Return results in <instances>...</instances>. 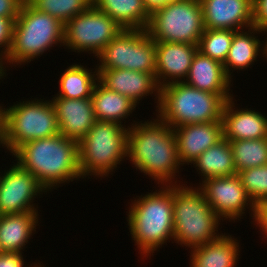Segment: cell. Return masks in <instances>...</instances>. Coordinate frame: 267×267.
<instances>
[{"mask_svg": "<svg viewBox=\"0 0 267 267\" xmlns=\"http://www.w3.org/2000/svg\"><path fill=\"white\" fill-rule=\"evenodd\" d=\"M128 129L127 157L144 175L157 184L176 185L180 169L177 142L173 128L158 117L147 122H136ZM175 181V182H173Z\"/></svg>", "mask_w": 267, "mask_h": 267, "instance_id": "cell-1", "label": "cell"}, {"mask_svg": "<svg viewBox=\"0 0 267 267\" xmlns=\"http://www.w3.org/2000/svg\"><path fill=\"white\" fill-rule=\"evenodd\" d=\"M12 155L46 191L82 178L78 142L61 134L24 143Z\"/></svg>", "mask_w": 267, "mask_h": 267, "instance_id": "cell-2", "label": "cell"}, {"mask_svg": "<svg viewBox=\"0 0 267 267\" xmlns=\"http://www.w3.org/2000/svg\"><path fill=\"white\" fill-rule=\"evenodd\" d=\"M163 187L135 199L127 214L131 237L143 258L174 238L173 185Z\"/></svg>", "mask_w": 267, "mask_h": 267, "instance_id": "cell-3", "label": "cell"}, {"mask_svg": "<svg viewBox=\"0 0 267 267\" xmlns=\"http://www.w3.org/2000/svg\"><path fill=\"white\" fill-rule=\"evenodd\" d=\"M231 97L233 94H214L185 82L171 83L160 89L157 117L172 128L222 121V110Z\"/></svg>", "mask_w": 267, "mask_h": 267, "instance_id": "cell-4", "label": "cell"}, {"mask_svg": "<svg viewBox=\"0 0 267 267\" xmlns=\"http://www.w3.org/2000/svg\"><path fill=\"white\" fill-rule=\"evenodd\" d=\"M220 221L198 187L173 185V239L179 245L193 249L218 239Z\"/></svg>", "mask_w": 267, "mask_h": 267, "instance_id": "cell-5", "label": "cell"}, {"mask_svg": "<svg viewBox=\"0 0 267 267\" xmlns=\"http://www.w3.org/2000/svg\"><path fill=\"white\" fill-rule=\"evenodd\" d=\"M54 44H64V24L25 0L14 22L12 43L7 58L2 62L3 67L5 63L14 66L30 63Z\"/></svg>", "mask_w": 267, "mask_h": 267, "instance_id": "cell-6", "label": "cell"}, {"mask_svg": "<svg viewBox=\"0 0 267 267\" xmlns=\"http://www.w3.org/2000/svg\"><path fill=\"white\" fill-rule=\"evenodd\" d=\"M123 126L96 120L87 135L78 142L82 179L88 175L107 177L127 157L129 126Z\"/></svg>", "mask_w": 267, "mask_h": 267, "instance_id": "cell-7", "label": "cell"}, {"mask_svg": "<svg viewBox=\"0 0 267 267\" xmlns=\"http://www.w3.org/2000/svg\"><path fill=\"white\" fill-rule=\"evenodd\" d=\"M27 100L3 107V145L13 153L33 140L59 134L55 108L50 101Z\"/></svg>", "mask_w": 267, "mask_h": 267, "instance_id": "cell-8", "label": "cell"}, {"mask_svg": "<svg viewBox=\"0 0 267 267\" xmlns=\"http://www.w3.org/2000/svg\"><path fill=\"white\" fill-rule=\"evenodd\" d=\"M146 30L154 41L198 45L205 30L200 0L166 4L150 15Z\"/></svg>", "mask_w": 267, "mask_h": 267, "instance_id": "cell-9", "label": "cell"}, {"mask_svg": "<svg viewBox=\"0 0 267 267\" xmlns=\"http://www.w3.org/2000/svg\"><path fill=\"white\" fill-rule=\"evenodd\" d=\"M97 70L126 69L156 75V41L146 29H123L96 57Z\"/></svg>", "mask_w": 267, "mask_h": 267, "instance_id": "cell-10", "label": "cell"}, {"mask_svg": "<svg viewBox=\"0 0 267 267\" xmlns=\"http://www.w3.org/2000/svg\"><path fill=\"white\" fill-rule=\"evenodd\" d=\"M122 30L115 20L91 5L64 25L63 46L98 56Z\"/></svg>", "mask_w": 267, "mask_h": 267, "instance_id": "cell-11", "label": "cell"}, {"mask_svg": "<svg viewBox=\"0 0 267 267\" xmlns=\"http://www.w3.org/2000/svg\"><path fill=\"white\" fill-rule=\"evenodd\" d=\"M197 187L203 192L206 201L221 220L223 218L229 221H235L237 218L239 220L244 216L242 214L246 213L244 212L246 207L250 205L247 208H249V212L251 210V217L255 221L257 206L247 195L237 174L208 178Z\"/></svg>", "mask_w": 267, "mask_h": 267, "instance_id": "cell-12", "label": "cell"}, {"mask_svg": "<svg viewBox=\"0 0 267 267\" xmlns=\"http://www.w3.org/2000/svg\"><path fill=\"white\" fill-rule=\"evenodd\" d=\"M45 188L18 163L0 175V215L38 211L34 198L42 195Z\"/></svg>", "mask_w": 267, "mask_h": 267, "instance_id": "cell-13", "label": "cell"}, {"mask_svg": "<svg viewBox=\"0 0 267 267\" xmlns=\"http://www.w3.org/2000/svg\"><path fill=\"white\" fill-rule=\"evenodd\" d=\"M197 51L198 46L193 44L156 41L155 77L158 85L184 82Z\"/></svg>", "mask_w": 267, "mask_h": 267, "instance_id": "cell-14", "label": "cell"}, {"mask_svg": "<svg viewBox=\"0 0 267 267\" xmlns=\"http://www.w3.org/2000/svg\"><path fill=\"white\" fill-rule=\"evenodd\" d=\"M173 130L181 166L193 164L203 152L223 138L222 121L187 124Z\"/></svg>", "mask_w": 267, "mask_h": 267, "instance_id": "cell-15", "label": "cell"}, {"mask_svg": "<svg viewBox=\"0 0 267 267\" xmlns=\"http://www.w3.org/2000/svg\"><path fill=\"white\" fill-rule=\"evenodd\" d=\"M97 72L98 81L103 86L126 96L136 105L142 98L154 94L156 96L154 99H157L156 102L159 106L161 87L154 74L126 69L97 70Z\"/></svg>", "mask_w": 267, "mask_h": 267, "instance_id": "cell-16", "label": "cell"}, {"mask_svg": "<svg viewBox=\"0 0 267 267\" xmlns=\"http://www.w3.org/2000/svg\"><path fill=\"white\" fill-rule=\"evenodd\" d=\"M205 29L241 30L253 26L252 0H200Z\"/></svg>", "mask_w": 267, "mask_h": 267, "instance_id": "cell-17", "label": "cell"}, {"mask_svg": "<svg viewBox=\"0 0 267 267\" xmlns=\"http://www.w3.org/2000/svg\"><path fill=\"white\" fill-rule=\"evenodd\" d=\"M57 117L59 134L79 142L96 122L91 98L51 100Z\"/></svg>", "mask_w": 267, "mask_h": 267, "instance_id": "cell-18", "label": "cell"}, {"mask_svg": "<svg viewBox=\"0 0 267 267\" xmlns=\"http://www.w3.org/2000/svg\"><path fill=\"white\" fill-rule=\"evenodd\" d=\"M233 97L222 110L223 137L227 141L252 140L267 137V116L251 109H235Z\"/></svg>", "mask_w": 267, "mask_h": 267, "instance_id": "cell-19", "label": "cell"}, {"mask_svg": "<svg viewBox=\"0 0 267 267\" xmlns=\"http://www.w3.org/2000/svg\"><path fill=\"white\" fill-rule=\"evenodd\" d=\"M231 81L226 75L222 63L197 51L184 82L202 91L214 94H231L229 92Z\"/></svg>", "mask_w": 267, "mask_h": 267, "instance_id": "cell-20", "label": "cell"}, {"mask_svg": "<svg viewBox=\"0 0 267 267\" xmlns=\"http://www.w3.org/2000/svg\"><path fill=\"white\" fill-rule=\"evenodd\" d=\"M38 211L0 215V252L22 253L36 231Z\"/></svg>", "mask_w": 267, "mask_h": 267, "instance_id": "cell-21", "label": "cell"}, {"mask_svg": "<svg viewBox=\"0 0 267 267\" xmlns=\"http://www.w3.org/2000/svg\"><path fill=\"white\" fill-rule=\"evenodd\" d=\"M239 252V242L222 233L218 239L191 249L190 267H235Z\"/></svg>", "mask_w": 267, "mask_h": 267, "instance_id": "cell-22", "label": "cell"}, {"mask_svg": "<svg viewBox=\"0 0 267 267\" xmlns=\"http://www.w3.org/2000/svg\"><path fill=\"white\" fill-rule=\"evenodd\" d=\"M247 29L248 31L245 32L243 29L233 31L231 47L229 49L227 59L223 64L224 71L230 79L232 78L231 73L234 69H247L254 61H257L256 59L259 53L263 52V49H260L263 48L261 46V42L263 41H260L256 34L263 33L264 31L259 30L254 26L248 27Z\"/></svg>", "mask_w": 267, "mask_h": 267, "instance_id": "cell-23", "label": "cell"}, {"mask_svg": "<svg viewBox=\"0 0 267 267\" xmlns=\"http://www.w3.org/2000/svg\"><path fill=\"white\" fill-rule=\"evenodd\" d=\"M92 5L123 29H147L150 22V14L142 0H92Z\"/></svg>", "mask_w": 267, "mask_h": 267, "instance_id": "cell-24", "label": "cell"}, {"mask_svg": "<svg viewBox=\"0 0 267 267\" xmlns=\"http://www.w3.org/2000/svg\"><path fill=\"white\" fill-rule=\"evenodd\" d=\"M96 120L111 121L122 125L136 104L124 95L111 91L97 81L91 96ZM129 115V116H128Z\"/></svg>", "mask_w": 267, "mask_h": 267, "instance_id": "cell-25", "label": "cell"}, {"mask_svg": "<svg viewBox=\"0 0 267 267\" xmlns=\"http://www.w3.org/2000/svg\"><path fill=\"white\" fill-rule=\"evenodd\" d=\"M193 165L203 176L202 181L213 177L236 175L233 152L229 141L224 137L215 145L203 152Z\"/></svg>", "mask_w": 267, "mask_h": 267, "instance_id": "cell-26", "label": "cell"}, {"mask_svg": "<svg viewBox=\"0 0 267 267\" xmlns=\"http://www.w3.org/2000/svg\"><path fill=\"white\" fill-rule=\"evenodd\" d=\"M83 65L73 64L65 69L59 79V94L55 97L66 99L91 98L93 89L98 81V72H91Z\"/></svg>", "mask_w": 267, "mask_h": 267, "instance_id": "cell-27", "label": "cell"}, {"mask_svg": "<svg viewBox=\"0 0 267 267\" xmlns=\"http://www.w3.org/2000/svg\"><path fill=\"white\" fill-rule=\"evenodd\" d=\"M236 172L267 164V137L229 141Z\"/></svg>", "mask_w": 267, "mask_h": 267, "instance_id": "cell-28", "label": "cell"}, {"mask_svg": "<svg viewBox=\"0 0 267 267\" xmlns=\"http://www.w3.org/2000/svg\"><path fill=\"white\" fill-rule=\"evenodd\" d=\"M233 40V30L205 29L198 42V51L222 64L227 59Z\"/></svg>", "mask_w": 267, "mask_h": 267, "instance_id": "cell-29", "label": "cell"}, {"mask_svg": "<svg viewBox=\"0 0 267 267\" xmlns=\"http://www.w3.org/2000/svg\"><path fill=\"white\" fill-rule=\"evenodd\" d=\"M40 12L55 17L64 25L81 12H85L92 0H27Z\"/></svg>", "mask_w": 267, "mask_h": 267, "instance_id": "cell-30", "label": "cell"}, {"mask_svg": "<svg viewBox=\"0 0 267 267\" xmlns=\"http://www.w3.org/2000/svg\"><path fill=\"white\" fill-rule=\"evenodd\" d=\"M237 175L256 206L267 197V164L242 170Z\"/></svg>", "mask_w": 267, "mask_h": 267, "instance_id": "cell-31", "label": "cell"}, {"mask_svg": "<svg viewBox=\"0 0 267 267\" xmlns=\"http://www.w3.org/2000/svg\"><path fill=\"white\" fill-rule=\"evenodd\" d=\"M13 27L14 21L0 16V60L3 62L9 53L11 43H12V35H13Z\"/></svg>", "mask_w": 267, "mask_h": 267, "instance_id": "cell-32", "label": "cell"}, {"mask_svg": "<svg viewBox=\"0 0 267 267\" xmlns=\"http://www.w3.org/2000/svg\"><path fill=\"white\" fill-rule=\"evenodd\" d=\"M252 24L259 30L267 31V0H252Z\"/></svg>", "mask_w": 267, "mask_h": 267, "instance_id": "cell-33", "label": "cell"}, {"mask_svg": "<svg viewBox=\"0 0 267 267\" xmlns=\"http://www.w3.org/2000/svg\"><path fill=\"white\" fill-rule=\"evenodd\" d=\"M25 0H0V16L15 22Z\"/></svg>", "mask_w": 267, "mask_h": 267, "instance_id": "cell-34", "label": "cell"}, {"mask_svg": "<svg viewBox=\"0 0 267 267\" xmlns=\"http://www.w3.org/2000/svg\"><path fill=\"white\" fill-rule=\"evenodd\" d=\"M35 262L34 266L31 267H42L43 264ZM24 264L22 253H11V252H0V267H23ZM29 266V267H30ZM44 267V266H43Z\"/></svg>", "mask_w": 267, "mask_h": 267, "instance_id": "cell-35", "label": "cell"}, {"mask_svg": "<svg viewBox=\"0 0 267 267\" xmlns=\"http://www.w3.org/2000/svg\"><path fill=\"white\" fill-rule=\"evenodd\" d=\"M142 2L150 15L157 9L164 7V0H142Z\"/></svg>", "mask_w": 267, "mask_h": 267, "instance_id": "cell-36", "label": "cell"}, {"mask_svg": "<svg viewBox=\"0 0 267 267\" xmlns=\"http://www.w3.org/2000/svg\"><path fill=\"white\" fill-rule=\"evenodd\" d=\"M255 220H267V197L257 205Z\"/></svg>", "mask_w": 267, "mask_h": 267, "instance_id": "cell-37", "label": "cell"}, {"mask_svg": "<svg viewBox=\"0 0 267 267\" xmlns=\"http://www.w3.org/2000/svg\"><path fill=\"white\" fill-rule=\"evenodd\" d=\"M3 106L0 104V145H3Z\"/></svg>", "mask_w": 267, "mask_h": 267, "instance_id": "cell-38", "label": "cell"}, {"mask_svg": "<svg viewBox=\"0 0 267 267\" xmlns=\"http://www.w3.org/2000/svg\"><path fill=\"white\" fill-rule=\"evenodd\" d=\"M256 226L260 228V230L264 231V234L267 237V220H255ZM262 228V229H261Z\"/></svg>", "mask_w": 267, "mask_h": 267, "instance_id": "cell-39", "label": "cell"}, {"mask_svg": "<svg viewBox=\"0 0 267 267\" xmlns=\"http://www.w3.org/2000/svg\"><path fill=\"white\" fill-rule=\"evenodd\" d=\"M6 69L7 68L6 67L5 68L3 67V63L0 60V80L6 76V72H5V71H7Z\"/></svg>", "mask_w": 267, "mask_h": 267, "instance_id": "cell-40", "label": "cell"}, {"mask_svg": "<svg viewBox=\"0 0 267 267\" xmlns=\"http://www.w3.org/2000/svg\"><path fill=\"white\" fill-rule=\"evenodd\" d=\"M267 33V31H264V33ZM267 39V38H266ZM263 52H262V54L264 55V56H262V57H265L266 58V60H267V40H266V42H265V44H264V41H263Z\"/></svg>", "mask_w": 267, "mask_h": 267, "instance_id": "cell-41", "label": "cell"}, {"mask_svg": "<svg viewBox=\"0 0 267 267\" xmlns=\"http://www.w3.org/2000/svg\"><path fill=\"white\" fill-rule=\"evenodd\" d=\"M179 1H182V0H164V6L166 4H170V3H174V2H179Z\"/></svg>", "mask_w": 267, "mask_h": 267, "instance_id": "cell-42", "label": "cell"}]
</instances>
